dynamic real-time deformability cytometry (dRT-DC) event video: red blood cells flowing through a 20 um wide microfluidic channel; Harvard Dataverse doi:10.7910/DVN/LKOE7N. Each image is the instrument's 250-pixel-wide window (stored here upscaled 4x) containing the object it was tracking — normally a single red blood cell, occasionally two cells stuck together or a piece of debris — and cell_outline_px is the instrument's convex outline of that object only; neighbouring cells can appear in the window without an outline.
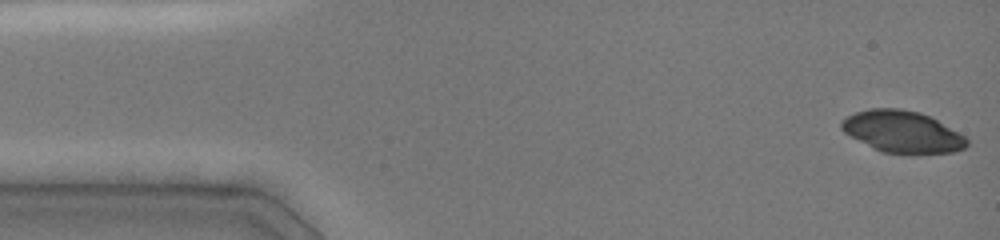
{"species": "common noctule bat (a hibernating species)", "species_latin": "Nyctalus noctula", "temperature_condition": "cold", "stored_images_in_passage": 49, "camera_frame_rate_fps": 3000, "um_per_image_px": 0.085, "animal": {"sex": "female", "body_mass_g": 19.0, "forearm_length_mm": 51.5}, "frame": {"image": 1, "passage_image": 1, "time_ms": 0.0, "image_size_px": [1000, 240], "cell_outline_px": [[968, 144], [964, 148], [952, 152], [912, 156], [884, 152], [844, 132], [840, 128], [840, 120], [856, 112], [868, 108], [900, 108], [920, 112], [936, 120], [964, 136], [968, 140]], "centroid_in_image_um": [76.71, 11.22], "position_along_channel_um": 8.3, "area_um2": 30.58}}